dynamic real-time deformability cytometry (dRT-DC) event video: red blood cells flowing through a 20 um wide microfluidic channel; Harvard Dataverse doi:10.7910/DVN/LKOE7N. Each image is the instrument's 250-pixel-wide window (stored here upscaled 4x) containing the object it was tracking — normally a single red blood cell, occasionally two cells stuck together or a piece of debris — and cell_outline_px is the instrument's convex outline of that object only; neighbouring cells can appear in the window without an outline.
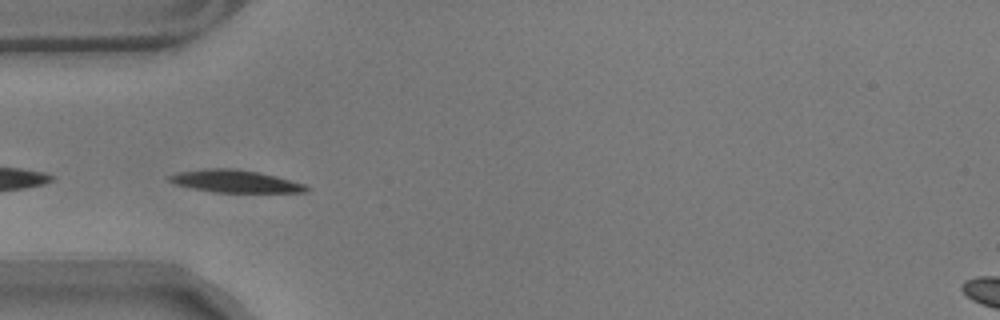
{"species": "common noctule bat (a hibernating species)", "species_latin": "Nyctalus noctula", "temperature_condition": "warm", "stored_images_in_passage": 5, "camera_frame_rate_fps": 3000, "um_per_image_px": 0.085, "animal": {"sex": "male", "body_mass_g": 17.9}, "frame": {"image": 1, "passage_image": 2, "time_ms": 0.333, "image_size_px": [1000, 320], "cell_outline_px": [[312, 188], [308, 192], [216, 192], [192, 188], [176, 184], [168, 180], [168, 176], [176, 172], [204, 168], [232, 168], [260, 172], [276, 176], [304, 184]], "centroid_in_image_um": [19.99, 15.4], "position_along_channel_um": 65.0, "area_um2": 17.98}}